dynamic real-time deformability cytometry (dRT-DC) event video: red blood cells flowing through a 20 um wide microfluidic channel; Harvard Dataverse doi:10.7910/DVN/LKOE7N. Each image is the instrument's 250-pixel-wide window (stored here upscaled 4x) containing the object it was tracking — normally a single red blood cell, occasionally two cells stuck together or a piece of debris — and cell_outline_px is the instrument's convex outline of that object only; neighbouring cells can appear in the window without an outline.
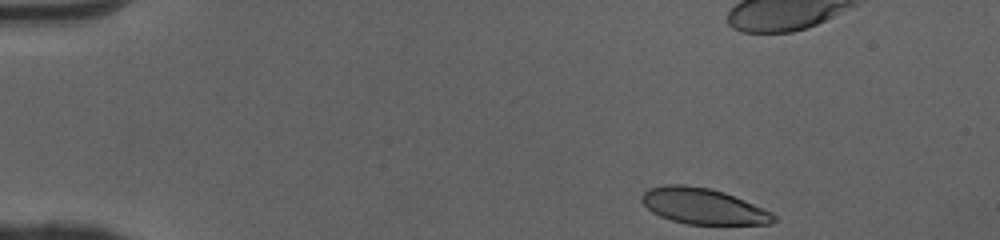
{"species": "human", "species_latin": "Homo sapiens", "temperature_condition": "cold", "stored_images_in_passage": 44, "camera_frame_rate_fps": 3000, "um_per_image_px": 0.085, "donor": {"sex": "female"}, "frame": {"image": 1, "passage_image": 1, "time_ms": 0.0, "image_size_px": [1000, 240], "cell_outline_px": [[776, 220], [772, 224], [688, 224], [672, 220], [660, 216], [652, 212], [640, 200], [640, 196], [648, 188], [668, 184], [684, 184], [708, 188], [724, 192], [744, 200], [772, 212], [776, 216]], "centroid_in_image_um": [59.76, 17.52], "position_along_channel_um": 25.2, "area_um2": 27.51}, "authors_computed_cell_mechanics": {"area_um2": 30.634, "velocity_mm_per_s": 4.0692, "shape_relaxation_time_tau1_ms": 4.6249, "shape_relaxation_time_tau2_ms": null, "deformation_change_tau1": 0.1967, "deformation_change_tau2": null}}